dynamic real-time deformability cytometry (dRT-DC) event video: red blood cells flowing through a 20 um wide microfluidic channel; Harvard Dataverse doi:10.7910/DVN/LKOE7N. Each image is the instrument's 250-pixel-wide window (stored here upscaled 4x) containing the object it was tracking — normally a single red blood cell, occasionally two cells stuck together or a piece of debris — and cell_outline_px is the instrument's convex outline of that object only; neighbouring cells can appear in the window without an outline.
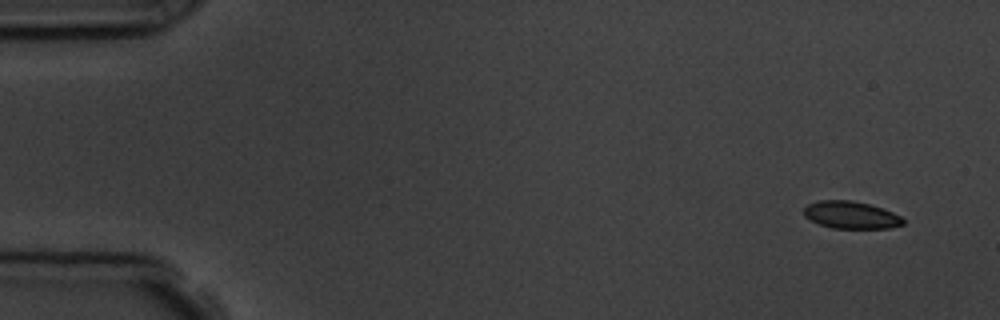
{"species": "common noctule bat (a hibernating species)", "species_latin": "Nyctalus noctula", "temperature_condition": "room temperature", "stored_images_in_passage": 4, "camera_frame_rate_fps": 3000, "um_per_image_px": 0.085, "animal": {"sex": "male", "body_mass_g": 19.5, "forearm_length_mm": 54.6}, "frame": {"image": 1, "passage_image": 1, "time_ms": 0.0, "image_size_px": [1000, 320], "cell_outline_px": [[904, 224], [888, 228], [832, 228], [820, 224], [804, 216], [804, 208], [808, 204], [820, 200], [852, 200], [884, 208], [900, 216], [904, 220]], "centroid_in_image_um": [72.34, 18.26], "position_along_channel_um": 12.7, "area_um2": 15.72}}
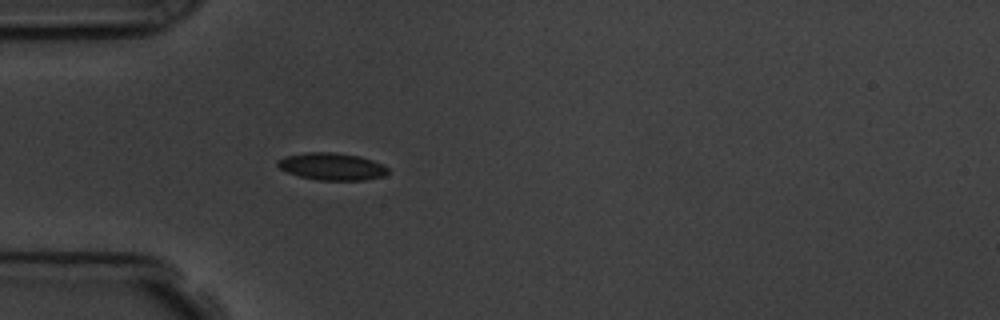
{"frame": {"image": 2, "passage_image": 4, "time_ms": 4.333, "image_size_px": [1000, 320], "cell_outline_px": [[388, 172], [384, 176], [364, 180], [316, 180], [300, 176], [288, 172], [280, 168], [276, 164], [276, 160], [284, 156], [304, 152], [336, 152], [360, 156], [372, 160], [388, 168]], "centroid_in_image_um": [28.18, 14.14], "position_along_channel_um": 56.8, "area_um2": 17.57}}